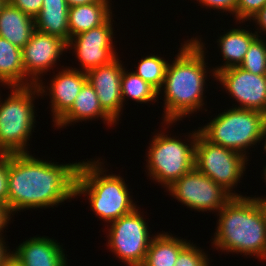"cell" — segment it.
<instances>
[{"label":"cell","mask_w":266,"mask_h":266,"mask_svg":"<svg viewBox=\"0 0 266 266\" xmlns=\"http://www.w3.org/2000/svg\"><path fill=\"white\" fill-rule=\"evenodd\" d=\"M79 162L58 165L29 153L8 154V200L11 214L48 208L75 198Z\"/></svg>","instance_id":"cell-1"},{"label":"cell","mask_w":266,"mask_h":266,"mask_svg":"<svg viewBox=\"0 0 266 266\" xmlns=\"http://www.w3.org/2000/svg\"><path fill=\"white\" fill-rule=\"evenodd\" d=\"M204 44L195 37L187 40L172 64L168 63L162 89L164 90V123L170 125L202 109L207 78ZM206 74V75H205ZM201 107V108H200Z\"/></svg>","instance_id":"cell-2"},{"label":"cell","mask_w":266,"mask_h":266,"mask_svg":"<svg viewBox=\"0 0 266 266\" xmlns=\"http://www.w3.org/2000/svg\"><path fill=\"white\" fill-rule=\"evenodd\" d=\"M218 216L216 249L266 259V220L256 198L232 197Z\"/></svg>","instance_id":"cell-3"},{"label":"cell","mask_w":266,"mask_h":266,"mask_svg":"<svg viewBox=\"0 0 266 266\" xmlns=\"http://www.w3.org/2000/svg\"><path fill=\"white\" fill-rule=\"evenodd\" d=\"M102 162H79L75 196L89 195L92 211L106 222H113L136 209L128 187L120 175H106ZM104 175V176H103Z\"/></svg>","instance_id":"cell-4"},{"label":"cell","mask_w":266,"mask_h":266,"mask_svg":"<svg viewBox=\"0 0 266 266\" xmlns=\"http://www.w3.org/2000/svg\"><path fill=\"white\" fill-rule=\"evenodd\" d=\"M41 81L28 87H11L9 97L0 101V154L29 152L26 146L35 123L34 97L46 93Z\"/></svg>","instance_id":"cell-5"},{"label":"cell","mask_w":266,"mask_h":266,"mask_svg":"<svg viewBox=\"0 0 266 266\" xmlns=\"http://www.w3.org/2000/svg\"><path fill=\"white\" fill-rule=\"evenodd\" d=\"M265 121L266 114L263 112L234 107L218 114L206 126L201 127L199 132L210 143L246 156V149L262 141Z\"/></svg>","instance_id":"cell-6"},{"label":"cell","mask_w":266,"mask_h":266,"mask_svg":"<svg viewBox=\"0 0 266 266\" xmlns=\"http://www.w3.org/2000/svg\"><path fill=\"white\" fill-rule=\"evenodd\" d=\"M199 130L189 134L190 143L168 137L163 132L155 134L149 143L147 169L150 177L166 189L195 167V143ZM189 145V146H188Z\"/></svg>","instance_id":"cell-7"},{"label":"cell","mask_w":266,"mask_h":266,"mask_svg":"<svg viewBox=\"0 0 266 266\" xmlns=\"http://www.w3.org/2000/svg\"><path fill=\"white\" fill-rule=\"evenodd\" d=\"M236 151L207 141L200 133L195 143V167L220 185L232 197L242 195L231 191L244 174L248 160Z\"/></svg>","instance_id":"cell-8"},{"label":"cell","mask_w":266,"mask_h":266,"mask_svg":"<svg viewBox=\"0 0 266 266\" xmlns=\"http://www.w3.org/2000/svg\"><path fill=\"white\" fill-rule=\"evenodd\" d=\"M149 227L136 208L131 213L111 222L108 245L121 262L128 266H142L150 242Z\"/></svg>","instance_id":"cell-9"},{"label":"cell","mask_w":266,"mask_h":266,"mask_svg":"<svg viewBox=\"0 0 266 266\" xmlns=\"http://www.w3.org/2000/svg\"><path fill=\"white\" fill-rule=\"evenodd\" d=\"M172 195L188 208L197 211H219L232 196L196 167L167 188Z\"/></svg>","instance_id":"cell-10"},{"label":"cell","mask_w":266,"mask_h":266,"mask_svg":"<svg viewBox=\"0 0 266 266\" xmlns=\"http://www.w3.org/2000/svg\"><path fill=\"white\" fill-rule=\"evenodd\" d=\"M112 15L102 24L79 33L67 42V49L73 48L81 63V71L110 64L118 56L114 51ZM73 46V47H72Z\"/></svg>","instance_id":"cell-11"},{"label":"cell","mask_w":266,"mask_h":266,"mask_svg":"<svg viewBox=\"0 0 266 266\" xmlns=\"http://www.w3.org/2000/svg\"><path fill=\"white\" fill-rule=\"evenodd\" d=\"M215 78L239 102L235 108L266 114V75H256L237 66L217 72Z\"/></svg>","instance_id":"cell-12"},{"label":"cell","mask_w":266,"mask_h":266,"mask_svg":"<svg viewBox=\"0 0 266 266\" xmlns=\"http://www.w3.org/2000/svg\"><path fill=\"white\" fill-rule=\"evenodd\" d=\"M67 50V42L55 35L35 30L29 42L22 48V65L25 75L36 85L39 76L52 69L60 55Z\"/></svg>","instance_id":"cell-13"},{"label":"cell","mask_w":266,"mask_h":266,"mask_svg":"<svg viewBox=\"0 0 266 266\" xmlns=\"http://www.w3.org/2000/svg\"><path fill=\"white\" fill-rule=\"evenodd\" d=\"M123 65L118 57L110 64L86 72L87 80L95 89L102 109L117 122L123 108L121 76Z\"/></svg>","instance_id":"cell-14"},{"label":"cell","mask_w":266,"mask_h":266,"mask_svg":"<svg viewBox=\"0 0 266 266\" xmlns=\"http://www.w3.org/2000/svg\"><path fill=\"white\" fill-rule=\"evenodd\" d=\"M49 96L51 95V111L53 113V122L56 124L73 106L74 100L87 81V75L84 71L77 68L68 67L59 71L56 76L50 80Z\"/></svg>","instance_id":"cell-15"},{"label":"cell","mask_w":266,"mask_h":266,"mask_svg":"<svg viewBox=\"0 0 266 266\" xmlns=\"http://www.w3.org/2000/svg\"><path fill=\"white\" fill-rule=\"evenodd\" d=\"M29 239L12 251L23 266H67L64 249L56 240L47 237Z\"/></svg>","instance_id":"cell-16"},{"label":"cell","mask_w":266,"mask_h":266,"mask_svg":"<svg viewBox=\"0 0 266 266\" xmlns=\"http://www.w3.org/2000/svg\"><path fill=\"white\" fill-rule=\"evenodd\" d=\"M35 31V19L7 1L0 9V37L23 48Z\"/></svg>","instance_id":"cell-17"},{"label":"cell","mask_w":266,"mask_h":266,"mask_svg":"<svg viewBox=\"0 0 266 266\" xmlns=\"http://www.w3.org/2000/svg\"><path fill=\"white\" fill-rule=\"evenodd\" d=\"M102 118L109 125L116 122L102 109L95 89L88 82L84 83L71 109L55 124L56 127H65L72 122L89 120L93 118Z\"/></svg>","instance_id":"cell-18"},{"label":"cell","mask_w":266,"mask_h":266,"mask_svg":"<svg viewBox=\"0 0 266 266\" xmlns=\"http://www.w3.org/2000/svg\"><path fill=\"white\" fill-rule=\"evenodd\" d=\"M69 7L66 0H44L40 13L35 19V30L55 35L66 42L70 40Z\"/></svg>","instance_id":"cell-19"},{"label":"cell","mask_w":266,"mask_h":266,"mask_svg":"<svg viewBox=\"0 0 266 266\" xmlns=\"http://www.w3.org/2000/svg\"><path fill=\"white\" fill-rule=\"evenodd\" d=\"M110 0H100L85 5L69 7L70 38L102 25L111 15Z\"/></svg>","instance_id":"cell-20"},{"label":"cell","mask_w":266,"mask_h":266,"mask_svg":"<svg viewBox=\"0 0 266 266\" xmlns=\"http://www.w3.org/2000/svg\"><path fill=\"white\" fill-rule=\"evenodd\" d=\"M0 83L10 86L9 88L35 85L25 75L22 49L2 37H0Z\"/></svg>","instance_id":"cell-21"},{"label":"cell","mask_w":266,"mask_h":266,"mask_svg":"<svg viewBox=\"0 0 266 266\" xmlns=\"http://www.w3.org/2000/svg\"><path fill=\"white\" fill-rule=\"evenodd\" d=\"M258 31L252 33L245 29H230L227 33L220 35L218 39L225 64L213 70V76L223 69L240 66L251 42L258 36Z\"/></svg>","instance_id":"cell-22"},{"label":"cell","mask_w":266,"mask_h":266,"mask_svg":"<svg viewBox=\"0 0 266 266\" xmlns=\"http://www.w3.org/2000/svg\"><path fill=\"white\" fill-rule=\"evenodd\" d=\"M189 242L167 233L154 235L142 266H176L180 251Z\"/></svg>","instance_id":"cell-23"},{"label":"cell","mask_w":266,"mask_h":266,"mask_svg":"<svg viewBox=\"0 0 266 266\" xmlns=\"http://www.w3.org/2000/svg\"><path fill=\"white\" fill-rule=\"evenodd\" d=\"M121 95L122 102L129 97L140 103L157 101L159 96L158 91L152 85L140 78L134 71L128 72L125 68L121 76Z\"/></svg>","instance_id":"cell-24"},{"label":"cell","mask_w":266,"mask_h":266,"mask_svg":"<svg viewBox=\"0 0 266 266\" xmlns=\"http://www.w3.org/2000/svg\"><path fill=\"white\" fill-rule=\"evenodd\" d=\"M167 65L168 61L151 54L142 58L134 72L159 92L164 82Z\"/></svg>","instance_id":"cell-25"},{"label":"cell","mask_w":266,"mask_h":266,"mask_svg":"<svg viewBox=\"0 0 266 266\" xmlns=\"http://www.w3.org/2000/svg\"><path fill=\"white\" fill-rule=\"evenodd\" d=\"M239 67L256 75H266V42L261 36L251 42Z\"/></svg>","instance_id":"cell-26"},{"label":"cell","mask_w":266,"mask_h":266,"mask_svg":"<svg viewBox=\"0 0 266 266\" xmlns=\"http://www.w3.org/2000/svg\"><path fill=\"white\" fill-rule=\"evenodd\" d=\"M203 250L190 242L180 251L176 266H209V259Z\"/></svg>","instance_id":"cell-27"},{"label":"cell","mask_w":266,"mask_h":266,"mask_svg":"<svg viewBox=\"0 0 266 266\" xmlns=\"http://www.w3.org/2000/svg\"><path fill=\"white\" fill-rule=\"evenodd\" d=\"M265 6L266 0H238L236 4V19L239 22L250 20Z\"/></svg>","instance_id":"cell-28"},{"label":"cell","mask_w":266,"mask_h":266,"mask_svg":"<svg viewBox=\"0 0 266 266\" xmlns=\"http://www.w3.org/2000/svg\"><path fill=\"white\" fill-rule=\"evenodd\" d=\"M8 200V154H0V203Z\"/></svg>","instance_id":"cell-29"},{"label":"cell","mask_w":266,"mask_h":266,"mask_svg":"<svg viewBox=\"0 0 266 266\" xmlns=\"http://www.w3.org/2000/svg\"><path fill=\"white\" fill-rule=\"evenodd\" d=\"M44 0H7L12 6L35 18L41 11Z\"/></svg>","instance_id":"cell-30"},{"label":"cell","mask_w":266,"mask_h":266,"mask_svg":"<svg viewBox=\"0 0 266 266\" xmlns=\"http://www.w3.org/2000/svg\"><path fill=\"white\" fill-rule=\"evenodd\" d=\"M203 6H207L209 8H215L218 10H222L223 12L228 11L231 14H235L236 16V4L238 0H197Z\"/></svg>","instance_id":"cell-31"},{"label":"cell","mask_w":266,"mask_h":266,"mask_svg":"<svg viewBox=\"0 0 266 266\" xmlns=\"http://www.w3.org/2000/svg\"><path fill=\"white\" fill-rule=\"evenodd\" d=\"M11 212L9 211L7 205L0 203V236H2L1 232H3V228L7 226L11 219Z\"/></svg>","instance_id":"cell-32"},{"label":"cell","mask_w":266,"mask_h":266,"mask_svg":"<svg viewBox=\"0 0 266 266\" xmlns=\"http://www.w3.org/2000/svg\"><path fill=\"white\" fill-rule=\"evenodd\" d=\"M253 21L259 25L260 28V34L261 32L266 31V6L263 7L253 18ZM262 29V31H261Z\"/></svg>","instance_id":"cell-33"},{"label":"cell","mask_w":266,"mask_h":266,"mask_svg":"<svg viewBox=\"0 0 266 266\" xmlns=\"http://www.w3.org/2000/svg\"><path fill=\"white\" fill-rule=\"evenodd\" d=\"M12 254L10 251H7V247L5 246V242L0 236V265Z\"/></svg>","instance_id":"cell-34"},{"label":"cell","mask_w":266,"mask_h":266,"mask_svg":"<svg viewBox=\"0 0 266 266\" xmlns=\"http://www.w3.org/2000/svg\"><path fill=\"white\" fill-rule=\"evenodd\" d=\"M0 266H23V265L13 254H11Z\"/></svg>","instance_id":"cell-35"},{"label":"cell","mask_w":266,"mask_h":266,"mask_svg":"<svg viewBox=\"0 0 266 266\" xmlns=\"http://www.w3.org/2000/svg\"><path fill=\"white\" fill-rule=\"evenodd\" d=\"M100 0H66L68 7H74L79 5H85L92 2H98Z\"/></svg>","instance_id":"cell-36"},{"label":"cell","mask_w":266,"mask_h":266,"mask_svg":"<svg viewBox=\"0 0 266 266\" xmlns=\"http://www.w3.org/2000/svg\"><path fill=\"white\" fill-rule=\"evenodd\" d=\"M256 199L260 205V208H261V210L264 214L265 220H266V197L265 198L257 197Z\"/></svg>","instance_id":"cell-37"},{"label":"cell","mask_w":266,"mask_h":266,"mask_svg":"<svg viewBox=\"0 0 266 266\" xmlns=\"http://www.w3.org/2000/svg\"><path fill=\"white\" fill-rule=\"evenodd\" d=\"M265 138V144H264V150L266 151V121L264 122L263 128H262V134H261V140Z\"/></svg>","instance_id":"cell-38"},{"label":"cell","mask_w":266,"mask_h":266,"mask_svg":"<svg viewBox=\"0 0 266 266\" xmlns=\"http://www.w3.org/2000/svg\"><path fill=\"white\" fill-rule=\"evenodd\" d=\"M6 1H7V0H0V9H1V7L5 4Z\"/></svg>","instance_id":"cell-39"},{"label":"cell","mask_w":266,"mask_h":266,"mask_svg":"<svg viewBox=\"0 0 266 266\" xmlns=\"http://www.w3.org/2000/svg\"><path fill=\"white\" fill-rule=\"evenodd\" d=\"M264 171V179H265V181L264 182H266V166H265V169L263 170Z\"/></svg>","instance_id":"cell-40"}]
</instances>
